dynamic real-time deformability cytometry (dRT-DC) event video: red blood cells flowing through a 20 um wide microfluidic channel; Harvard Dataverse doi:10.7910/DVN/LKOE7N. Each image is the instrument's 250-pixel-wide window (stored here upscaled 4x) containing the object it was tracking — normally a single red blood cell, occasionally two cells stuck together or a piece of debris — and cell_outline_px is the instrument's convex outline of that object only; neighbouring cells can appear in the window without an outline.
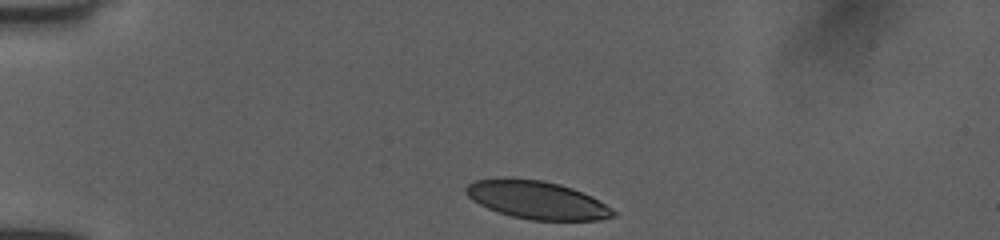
{"species": "human", "species_latin": "Homo sapiens", "temperature_condition": "room temperature", "stored_images_in_passage": 34, "camera_frame_rate_fps": 3000, "um_per_image_px": 0.085, "donor": {"sex": "female"}, "frame": {"image": 1, "passage_image": 1, "time_ms": 0.0, "image_size_px": [1000, 240], "cell_outline_px": [[616, 216], [600, 220], [532, 220], [512, 216], [488, 208], [472, 200], [464, 192], [464, 188], [468, 184], [476, 180], [544, 180], [560, 184], [572, 188], [592, 196], [612, 208], [616, 212]], "centroid_in_image_um": [45.7, 17.03], "position_along_channel_um": 39.3, "area_um2": 31.96}}
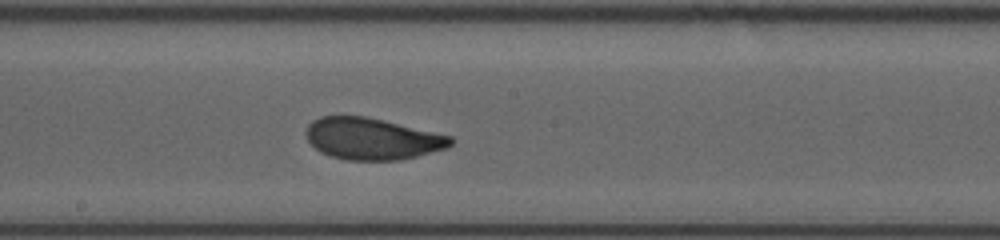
{"frame": {"image": 2, "passage_image": 18, "time_ms": 5.667, "image_size_px": [1000, 240], "cell_outline_px": [[456, 140], [448, 148], [400, 160], [348, 160], [332, 156], [320, 152], [308, 140], [308, 124], [312, 120], [320, 116], [364, 116], [452, 136]], "centroid_in_image_um": [31.66, 11.8], "position_along_channel_um": 216.5, "area_um2": 34.8}}
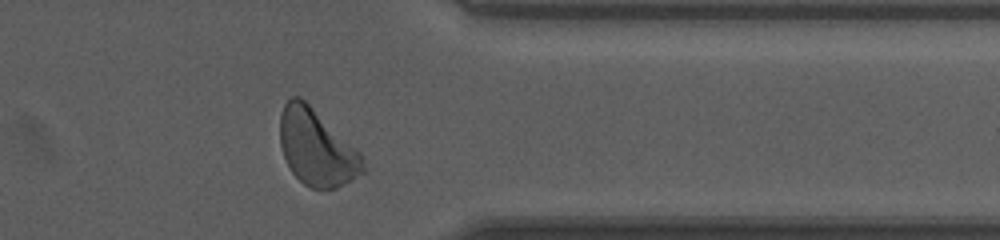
{"frame": {"image": 3, "passage_image": 31, "time_ms": 10.0, "image_size_px": [1000, 240], "cell_outline_px": [[368, 172], [336, 188], [312, 188], [304, 184], [292, 172], [284, 156], [280, 144], [280, 116], [284, 104], [292, 96], [300, 96], [356, 148], [360, 152], [368, 168]], "centroid_in_image_um": [26.95, 12.57], "position_along_channel_um": 384.5, "area_um2": 36.76}, "authors_computed_cell_mechanics": {"area_um2": 35.547, "velocity_mm_per_s": 4.0172, "shape_relaxation_time_tau1_ms": 2.9929, "shape_relaxation_time_tau2_ms": 1.0274, "deformation_change_tau1": 0.1404, "deformation_change_tau2": 0.0613}}